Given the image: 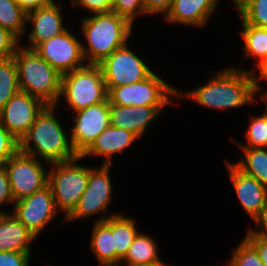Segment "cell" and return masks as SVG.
Masks as SVG:
<instances>
[{
  "mask_svg": "<svg viewBox=\"0 0 267 266\" xmlns=\"http://www.w3.org/2000/svg\"><path fill=\"white\" fill-rule=\"evenodd\" d=\"M131 49L127 43L98 64L102 70L106 87L140 82L154 72L147 62Z\"/></svg>",
  "mask_w": 267,
  "mask_h": 266,
  "instance_id": "obj_10",
  "label": "cell"
},
{
  "mask_svg": "<svg viewBox=\"0 0 267 266\" xmlns=\"http://www.w3.org/2000/svg\"><path fill=\"white\" fill-rule=\"evenodd\" d=\"M242 158L233 162L241 171L267 187V148H239ZM244 156V157H243Z\"/></svg>",
  "mask_w": 267,
  "mask_h": 266,
  "instance_id": "obj_25",
  "label": "cell"
},
{
  "mask_svg": "<svg viewBox=\"0 0 267 266\" xmlns=\"http://www.w3.org/2000/svg\"><path fill=\"white\" fill-rule=\"evenodd\" d=\"M61 3L38 8L37 10L27 13V26L30 23V31L28 32V44H20L21 46L34 50L40 43L65 32L68 28L65 27L63 10Z\"/></svg>",
  "mask_w": 267,
  "mask_h": 266,
  "instance_id": "obj_16",
  "label": "cell"
},
{
  "mask_svg": "<svg viewBox=\"0 0 267 266\" xmlns=\"http://www.w3.org/2000/svg\"><path fill=\"white\" fill-rule=\"evenodd\" d=\"M44 165L50 166L49 163L22 153L20 150L3 164L8 174L14 202L48 185L49 170Z\"/></svg>",
  "mask_w": 267,
  "mask_h": 266,
  "instance_id": "obj_9",
  "label": "cell"
},
{
  "mask_svg": "<svg viewBox=\"0 0 267 266\" xmlns=\"http://www.w3.org/2000/svg\"><path fill=\"white\" fill-rule=\"evenodd\" d=\"M243 238L256 250L260 260L267 266V236L254 234L247 229Z\"/></svg>",
  "mask_w": 267,
  "mask_h": 266,
  "instance_id": "obj_37",
  "label": "cell"
},
{
  "mask_svg": "<svg viewBox=\"0 0 267 266\" xmlns=\"http://www.w3.org/2000/svg\"><path fill=\"white\" fill-rule=\"evenodd\" d=\"M263 80H265V82L267 81V79H257V97H256V101H262V103H264L262 105H265L264 109L267 111V89L264 90L263 86L261 85V82Z\"/></svg>",
  "mask_w": 267,
  "mask_h": 266,
  "instance_id": "obj_41",
  "label": "cell"
},
{
  "mask_svg": "<svg viewBox=\"0 0 267 266\" xmlns=\"http://www.w3.org/2000/svg\"><path fill=\"white\" fill-rule=\"evenodd\" d=\"M256 228H248L252 233L267 236V201L260 216L254 221Z\"/></svg>",
  "mask_w": 267,
  "mask_h": 266,
  "instance_id": "obj_39",
  "label": "cell"
},
{
  "mask_svg": "<svg viewBox=\"0 0 267 266\" xmlns=\"http://www.w3.org/2000/svg\"><path fill=\"white\" fill-rule=\"evenodd\" d=\"M32 252L0 251V266H30Z\"/></svg>",
  "mask_w": 267,
  "mask_h": 266,
  "instance_id": "obj_35",
  "label": "cell"
},
{
  "mask_svg": "<svg viewBox=\"0 0 267 266\" xmlns=\"http://www.w3.org/2000/svg\"><path fill=\"white\" fill-rule=\"evenodd\" d=\"M233 249L228 261L229 266H265L256 250L243 238Z\"/></svg>",
  "mask_w": 267,
  "mask_h": 266,
  "instance_id": "obj_30",
  "label": "cell"
},
{
  "mask_svg": "<svg viewBox=\"0 0 267 266\" xmlns=\"http://www.w3.org/2000/svg\"><path fill=\"white\" fill-rule=\"evenodd\" d=\"M218 5L217 0H174L164 20L173 25L201 28L210 21Z\"/></svg>",
  "mask_w": 267,
  "mask_h": 266,
  "instance_id": "obj_18",
  "label": "cell"
},
{
  "mask_svg": "<svg viewBox=\"0 0 267 266\" xmlns=\"http://www.w3.org/2000/svg\"><path fill=\"white\" fill-rule=\"evenodd\" d=\"M233 191L247 215L254 221L260 216L267 201V187L241 171L232 161L224 159Z\"/></svg>",
  "mask_w": 267,
  "mask_h": 266,
  "instance_id": "obj_15",
  "label": "cell"
},
{
  "mask_svg": "<svg viewBox=\"0 0 267 266\" xmlns=\"http://www.w3.org/2000/svg\"><path fill=\"white\" fill-rule=\"evenodd\" d=\"M73 7H81L88 14H101L112 12L113 0H69Z\"/></svg>",
  "mask_w": 267,
  "mask_h": 266,
  "instance_id": "obj_33",
  "label": "cell"
},
{
  "mask_svg": "<svg viewBox=\"0 0 267 266\" xmlns=\"http://www.w3.org/2000/svg\"><path fill=\"white\" fill-rule=\"evenodd\" d=\"M37 239L9 210L0 214V251L32 252Z\"/></svg>",
  "mask_w": 267,
  "mask_h": 266,
  "instance_id": "obj_20",
  "label": "cell"
},
{
  "mask_svg": "<svg viewBox=\"0 0 267 266\" xmlns=\"http://www.w3.org/2000/svg\"><path fill=\"white\" fill-rule=\"evenodd\" d=\"M71 120L72 126L69 127L68 133L73 149L80 156L110 125L109 100L76 111Z\"/></svg>",
  "mask_w": 267,
  "mask_h": 266,
  "instance_id": "obj_13",
  "label": "cell"
},
{
  "mask_svg": "<svg viewBox=\"0 0 267 266\" xmlns=\"http://www.w3.org/2000/svg\"><path fill=\"white\" fill-rule=\"evenodd\" d=\"M156 239L149 234L138 233L129 247L128 253L121 261L120 266H143L161 262Z\"/></svg>",
  "mask_w": 267,
  "mask_h": 266,
  "instance_id": "obj_23",
  "label": "cell"
},
{
  "mask_svg": "<svg viewBox=\"0 0 267 266\" xmlns=\"http://www.w3.org/2000/svg\"><path fill=\"white\" fill-rule=\"evenodd\" d=\"M245 132L246 142L242 143L230 136L239 148H267V111L262 114L252 115Z\"/></svg>",
  "mask_w": 267,
  "mask_h": 266,
  "instance_id": "obj_27",
  "label": "cell"
},
{
  "mask_svg": "<svg viewBox=\"0 0 267 266\" xmlns=\"http://www.w3.org/2000/svg\"><path fill=\"white\" fill-rule=\"evenodd\" d=\"M73 112L97 105L108 99V90L98 64L84 67L62 75L61 94Z\"/></svg>",
  "mask_w": 267,
  "mask_h": 266,
  "instance_id": "obj_6",
  "label": "cell"
},
{
  "mask_svg": "<svg viewBox=\"0 0 267 266\" xmlns=\"http://www.w3.org/2000/svg\"><path fill=\"white\" fill-rule=\"evenodd\" d=\"M58 106V107H57ZM58 105H47L36 117L27 134L19 142L22 153L36 157L45 162L59 163L77 158L73 149L70 134L56 117Z\"/></svg>",
  "mask_w": 267,
  "mask_h": 266,
  "instance_id": "obj_2",
  "label": "cell"
},
{
  "mask_svg": "<svg viewBox=\"0 0 267 266\" xmlns=\"http://www.w3.org/2000/svg\"><path fill=\"white\" fill-rule=\"evenodd\" d=\"M110 168L111 164L89 167L87 187L75 209L64 219L66 223L74 222L78 219L80 221L82 219L87 220L92 215L98 214L99 217L94 222H104L109 217L120 214L119 212L110 214L108 212V206H110V203L112 204L114 196Z\"/></svg>",
  "mask_w": 267,
  "mask_h": 266,
  "instance_id": "obj_7",
  "label": "cell"
},
{
  "mask_svg": "<svg viewBox=\"0 0 267 266\" xmlns=\"http://www.w3.org/2000/svg\"><path fill=\"white\" fill-rule=\"evenodd\" d=\"M13 57L20 91L41 99L46 105H58L62 75L35 50L20 45Z\"/></svg>",
  "mask_w": 267,
  "mask_h": 266,
  "instance_id": "obj_4",
  "label": "cell"
},
{
  "mask_svg": "<svg viewBox=\"0 0 267 266\" xmlns=\"http://www.w3.org/2000/svg\"><path fill=\"white\" fill-rule=\"evenodd\" d=\"M19 91L14 57L0 60V109Z\"/></svg>",
  "mask_w": 267,
  "mask_h": 266,
  "instance_id": "obj_28",
  "label": "cell"
},
{
  "mask_svg": "<svg viewBox=\"0 0 267 266\" xmlns=\"http://www.w3.org/2000/svg\"><path fill=\"white\" fill-rule=\"evenodd\" d=\"M112 12L125 17L132 24L139 16L147 15L143 0H113Z\"/></svg>",
  "mask_w": 267,
  "mask_h": 266,
  "instance_id": "obj_31",
  "label": "cell"
},
{
  "mask_svg": "<svg viewBox=\"0 0 267 266\" xmlns=\"http://www.w3.org/2000/svg\"><path fill=\"white\" fill-rule=\"evenodd\" d=\"M214 75V76H213ZM205 84L183 91L177 89V98L189 100L206 109L228 111L229 109L243 108L245 105L253 106L257 97V74L250 72L249 68L233 65L214 72Z\"/></svg>",
  "mask_w": 267,
  "mask_h": 266,
  "instance_id": "obj_1",
  "label": "cell"
},
{
  "mask_svg": "<svg viewBox=\"0 0 267 266\" xmlns=\"http://www.w3.org/2000/svg\"><path fill=\"white\" fill-rule=\"evenodd\" d=\"M46 106L41 99L19 91L0 109V122L20 142Z\"/></svg>",
  "mask_w": 267,
  "mask_h": 266,
  "instance_id": "obj_14",
  "label": "cell"
},
{
  "mask_svg": "<svg viewBox=\"0 0 267 266\" xmlns=\"http://www.w3.org/2000/svg\"><path fill=\"white\" fill-rule=\"evenodd\" d=\"M21 42L10 31L0 27V60L13 57Z\"/></svg>",
  "mask_w": 267,
  "mask_h": 266,
  "instance_id": "obj_34",
  "label": "cell"
},
{
  "mask_svg": "<svg viewBox=\"0 0 267 266\" xmlns=\"http://www.w3.org/2000/svg\"><path fill=\"white\" fill-rule=\"evenodd\" d=\"M89 243L91 251L98 260V266H116L113 216L104 222H94Z\"/></svg>",
  "mask_w": 267,
  "mask_h": 266,
  "instance_id": "obj_22",
  "label": "cell"
},
{
  "mask_svg": "<svg viewBox=\"0 0 267 266\" xmlns=\"http://www.w3.org/2000/svg\"><path fill=\"white\" fill-rule=\"evenodd\" d=\"M80 22L81 34L85 38L82 52L87 64H99L127 44L134 30L128 19L114 12L86 15Z\"/></svg>",
  "mask_w": 267,
  "mask_h": 266,
  "instance_id": "obj_3",
  "label": "cell"
},
{
  "mask_svg": "<svg viewBox=\"0 0 267 266\" xmlns=\"http://www.w3.org/2000/svg\"><path fill=\"white\" fill-rule=\"evenodd\" d=\"M27 13L17 0H0V27L7 29L20 41L27 30Z\"/></svg>",
  "mask_w": 267,
  "mask_h": 266,
  "instance_id": "obj_26",
  "label": "cell"
},
{
  "mask_svg": "<svg viewBox=\"0 0 267 266\" xmlns=\"http://www.w3.org/2000/svg\"><path fill=\"white\" fill-rule=\"evenodd\" d=\"M107 90L109 103L119 106H170L177 98V88L156 71L140 82L107 87Z\"/></svg>",
  "mask_w": 267,
  "mask_h": 266,
  "instance_id": "obj_8",
  "label": "cell"
},
{
  "mask_svg": "<svg viewBox=\"0 0 267 266\" xmlns=\"http://www.w3.org/2000/svg\"><path fill=\"white\" fill-rule=\"evenodd\" d=\"M238 13L242 24L267 28V0H244Z\"/></svg>",
  "mask_w": 267,
  "mask_h": 266,
  "instance_id": "obj_29",
  "label": "cell"
},
{
  "mask_svg": "<svg viewBox=\"0 0 267 266\" xmlns=\"http://www.w3.org/2000/svg\"><path fill=\"white\" fill-rule=\"evenodd\" d=\"M19 150V141L0 122V166Z\"/></svg>",
  "mask_w": 267,
  "mask_h": 266,
  "instance_id": "obj_32",
  "label": "cell"
},
{
  "mask_svg": "<svg viewBox=\"0 0 267 266\" xmlns=\"http://www.w3.org/2000/svg\"><path fill=\"white\" fill-rule=\"evenodd\" d=\"M55 2V0H20L19 4L26 13H29L38 8L50 6Z\"/></svg>",
  "mask_w": 267,
  "mask_h": 266,
  "instance_id": "obj_40",
  "label": "cell"
},
{
  "mask_svg": "<svg viewBox=\"0 0 267 266\" xmlns=\"http://www.w3.org/2000/svg\"><path fill=\"white\" fill-rule=\"evenodd\" d=\"M174 0H143L147 16L161 14L163 18L169 12Z\"/></svg>",
  "mask_w": 267,
  "mask_h": 266,
  "instance_id": "obj_38",
  "label": "cell"
},
{
  "mask_svg": "<svg viewBox=\"0 0 267 266\" xmlns=\"http://www.w3.org/2000/svg\"><path fill=\"white\" fill-rule=\"evenodd\" d=\"M38 238L59 213L49 185L21 200L14 202L11 212Z\"/></svg>",
  "mask_w": 267,
  "mask_h": 266,
  "instance_id": "obj_12",
  "label": "cell"
},
{
  "mask_svg": "<svg viewBox=\"0 0 267 266\" xmlns=\"http://www.w3.org/2000/svg\"><path fill=\"white\" fill-rule=\"evenodd\" d=\"M12 206L14 205V199L9 183L8 174L4 166H0V208L3 205ZM7 213L5 210L0 209V214Z\"/></svg>",
  "mask_w": 267,
  "mask_h": 266,
  "instance_id": "obj_36",
  "label": "cell"
},
{
  "mask_svg": "<svg viewBox=\"0 0 267 266\" xmlns=\"http://www.w3.org/2000/svg\"><path fill=\"white\" fill-rule=\"evenodd\" d=\"M169 106H119L110 104V125L134 133L139 139ZM160 115V116H159Z\"/></svg>",
  "mask_w": 267,
  "mask_h": 266,
  "instance_id": "obj_17",
  "label": "cell"
},
{
  "mask_svg": "<svg viewBox=\"0 0 267 266\" xmlns=\"http://www.w3.org/2000/svg\"><path fill=\"white\" fill-rule=\"evenodd\" d=\"M241 25L242 29L239 32L243 42V48H241L244 52L242 55L243 60H253L254 58L256 67L253 66L249 71L256 74L258 71L261 73L267 67V28L248 24Z\"/></svg>",
  "mask_w": 267,
  "mask_h": 266,
  "instance_id": "obj_21",
  "label": "cell"
},
{
  "mask_svg": "<svg viewBox=\"0 0 267 266\" xmlns=\"http://www.w3.org/2000/svg\"><path fill=\"white\" fill-rule=\"evenodd\" d=\"M220 4V0H217ZM231 2L234 3V6L236 7V9H238L241 5H242V0H231Z\"/></svg>",
  "mask_w": 267,
  "mask_h": 266,
  "instance_id": "obj_43",
  "label": "cell"
},
{
  "mask_svg": "<svg viewBox=\"0 0 267 266\" xmlns=\"http://www.w3.org/2000/svg\"><path fill=\"white\" fill-rule=\"evenodd\" d=\"M135 219L127 217L122 212L113 216V242L116 250V266L128 253L129 247L139 233Z\"/></svg>",
  "mask_w": 267,
  "mask_h": 266,
  "instance_id": "obj_24",
  "label": "cell"
},
{
  "mask_svg": "<svg viewBox=\"0 0 267 266\" xmlns=\"http://www.w3.org/2000/svg\"><path fill=\"white\" fill-rule=\"evenodd\" d=\"M143 266H171V265H168L165 262L161 261V262H157V263H154V264H151V265H143Z\"/></svg>",
  "mask_w": 267,
  "mask_h": 266,
  "instance_id": "obj_44",
  "label": "cell"
},
{
  "mask_svg": "<svg viewBox=\"0 0 267 266\" xmlns=\"http://www.w3.org/2000/svg\"><path fill=\"white\" fill-rule=\"evenodd\" d=\"M257 79H267V67L266 69L257 75Z\"/></svg>",
  "mask_w": 267,
  "mask_h": 266,
  "instance_id": "obj_42",
  "label": "cell"
},
{
  "mask_svg": "<svg viewBox=\"0 0 267 266\" xmlns=\"http://www.w3.org/2000/svg\"><path fill=\"white\" fill-rule=\"evenodd\" d=\"M139 138L131 131L109 125L102 131L91 145L80 155L86 157H102L103 164H112L111 160L117 154H121L134 144Z\"/></svg>",
  "mask_w": 267,
  "mask_h": 266,
  "instance_id": "obj_19",
  "label": "cell"
},
{
  "mask_svg": "<svg viewBox=\"0 0 267 266\" xmlns=\"http://www.w3.org/2000/svg\"><path fill=\"white\" fill-rule=\"evenodd\" d=\"M78 38L67 29L40 43L34 50L63 75L87 64L82 52V41Z\"/></svg>",
  "mask_w": 267,
  "mask_h": 266,
  "instance_id": "obj_11",
  "label": "cell"
},
{
  "mask_svg": "<svg viewBox=\"0 0 267 266\" xmlns=\"http://www.w3.org/2000/svg\"><path fill=\"white\" fill-rule=\"evenodd\" d=\"M82 158H77L59 163H52L49 166L48 185L50 186L57 210L64 216L60 222L75 209L78 201L84 193L88 179L89 166L78 164Z\"/></svg>",
  "mask_w": 267,
  "mask_h": 266,
  "instance_id": "obj_5",
  "label": "cell"
}]
</instances>
